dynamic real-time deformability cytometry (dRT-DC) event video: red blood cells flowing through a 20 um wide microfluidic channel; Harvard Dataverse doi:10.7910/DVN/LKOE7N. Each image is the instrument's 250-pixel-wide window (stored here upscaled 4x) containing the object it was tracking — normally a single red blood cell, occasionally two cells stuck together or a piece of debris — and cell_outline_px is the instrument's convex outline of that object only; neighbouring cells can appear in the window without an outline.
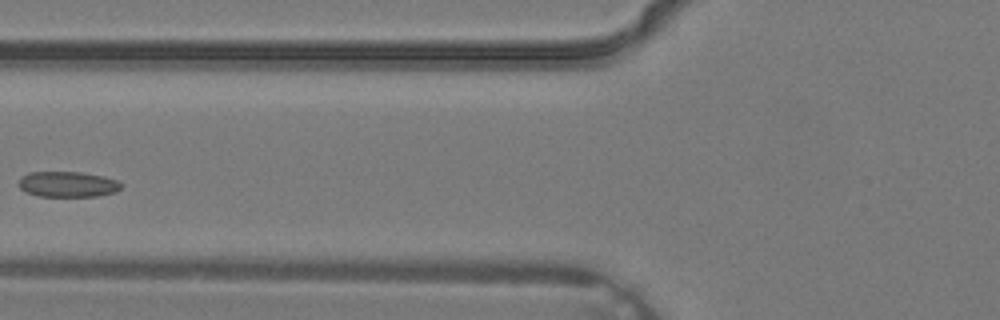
{"species": "common noctule bat (a hibernating species)", "species_latin": "Nyctalus noctula", "temperature_condition": "warm", "stored_images_in_passage": 2, "camera_frame_rate_fps": 3000, "um_per_image_px": 0.085, "animal": {"sex": "male", "body_mass_g": 19.2, "forearm_length_mm": 51.8}, "frame": {"image": 1, "passage_image": 2, "time_ms": 0.333, "image_size_px": [1000, 320], "cell_outline_px": [[124, 184], [116, 192], [100, 196], [40, 196], [24, 192], [20, 188], [20, 176], [28, 172], [80, 172], [104, 176], [116, 180]], "centroid_in_image_um": [5.77, 15.66], "position_along_channel_um": 120.0, "area_um2": 15.37}}